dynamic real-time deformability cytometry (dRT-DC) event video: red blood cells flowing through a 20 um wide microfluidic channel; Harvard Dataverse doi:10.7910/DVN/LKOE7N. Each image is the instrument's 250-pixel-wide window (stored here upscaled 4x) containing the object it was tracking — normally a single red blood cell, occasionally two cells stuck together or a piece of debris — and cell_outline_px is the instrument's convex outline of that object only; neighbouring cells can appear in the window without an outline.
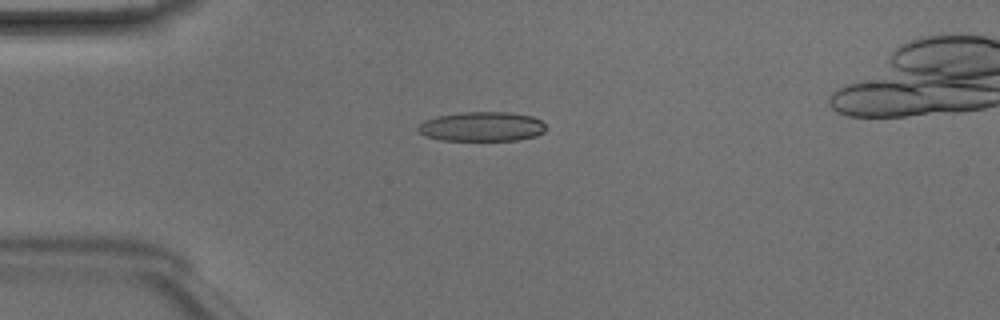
{"species": "Egyptian fruit bat (a non-hibernating species)", "species_latin": "Rousettus aegyptiacus", "temperature_condition": "room temperature", "stored_images_in_passage": 47, "camera_frame_rate_fps": 3000, "um_per_image_px": 0.085, "animal": {"sex": "male"}, "frame": {"image": 1, "passage_image": 12, "time_ms": 3.667, "image_size_px": [1000, 320], "cell_outline_px": [[548, 128], [544, 132], [536, 136], [516, 140], [440, 140], [428, 136], [420, 132], [416, 128], [424, 120], [436, 116], [460, 112], [508, 112], [532, 116], [540, 120]], "centroid_in_image_um": [40.98, 10.75], "position_along_channel_um": 44.0, "area_um2": 22.02}}
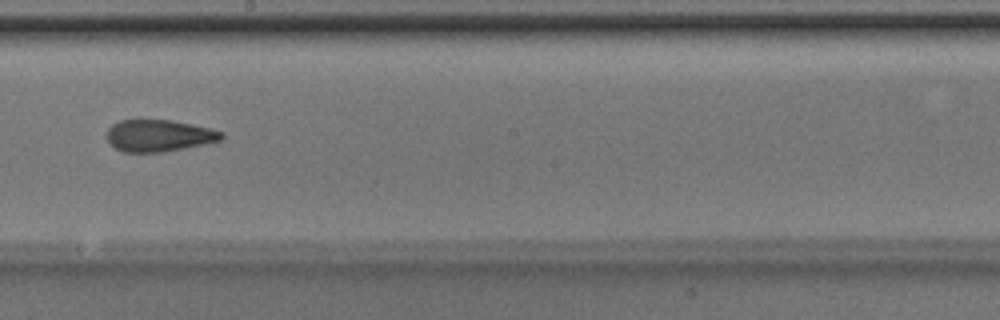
{"frame": {"image": 2, "passage_image": 27, "time_ms": 8.667, "image_size_px": [1000, 320], "cell_outline_px": [[224, 136], [220, 140], [204, 144], [164, 152], [124, 152], [108, 144], [108, 128], [112, 124], [120, 120], [140, 116], [172, 120], [212, 128], [224, 132]], "centroid_in_image_um": [13.48, 11.48], "position_along_channel_um": 234.7, "area_um2": 22.08}}
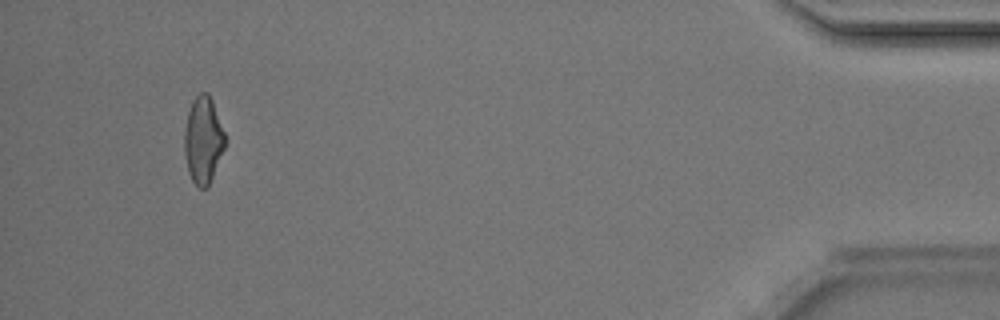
{"frame": {"image": 3, "passage_image": 45, "time_ms": 14.667, "image_size_px": [1000, 320], "cell_outline_px": [[224, 148], [208, 188], [200, 188], [192, 180], [188, 172], [184, 152], [184, 128], [188, 112], [192, 100], [200, 92], [208, 92], [212, 100], [224, 132]], "centroid_in_image_um": [17.24, 11.9], "position_along_channel_um": 418.0, "area_um2": 20.46}, "authors_computed_cell_mechanics": {"area_um2": 21.675, "velocity_mm_per_s": 4.2471, "shape_relaxation_time_tau1_ms": 6.7973, "shape_relaxation_time_tau2_ms": 2.8645, "deformation_change_tau1": 0.1935, "deformation_change_tau2": 0.1104}}